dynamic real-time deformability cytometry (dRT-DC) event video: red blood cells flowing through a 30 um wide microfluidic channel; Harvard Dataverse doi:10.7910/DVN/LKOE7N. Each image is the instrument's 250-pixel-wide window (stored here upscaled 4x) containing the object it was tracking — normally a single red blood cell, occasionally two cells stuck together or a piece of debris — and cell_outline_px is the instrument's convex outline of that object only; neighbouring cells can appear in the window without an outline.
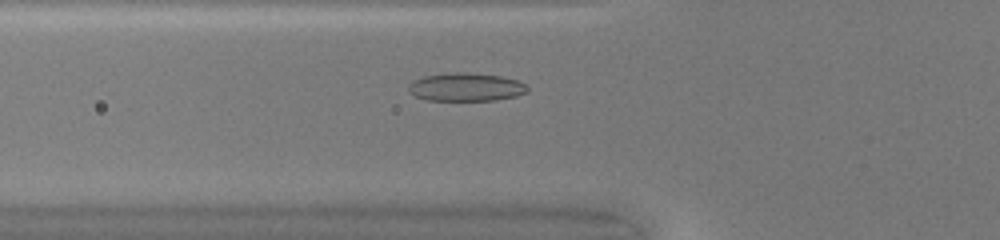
{"species": "common noctule bat (a hibernating species)", "species_latin": "Nyctalus noctula", "temperature_condition": "warm", "stored_images_in_passage": 44, "camera_frame_rate_fps": 3000, "um_per_image_px": 0.085, "animal": {"sex": "female", "body_mass_g": 20.0, "forearm_length_mm": 54.0}, "frame": {"image": 1, "passage_image": 13, "time_ms": 4.0, "image_size_px": [1000, 240], "cell_outline_px": [[528, 92], [516, 96], [492, 100], [428, 100], [416, 96], [408, 92], [408, 84], [412, 80], [424, 76], [456, 72], [468, 72], [500, 76], [516, 80], [524, 84], [528, 88]], "centroid_in_image_um": [39.57, 7.39], "position_along_channel_um": 86.2, "area_um2": 19.48}}
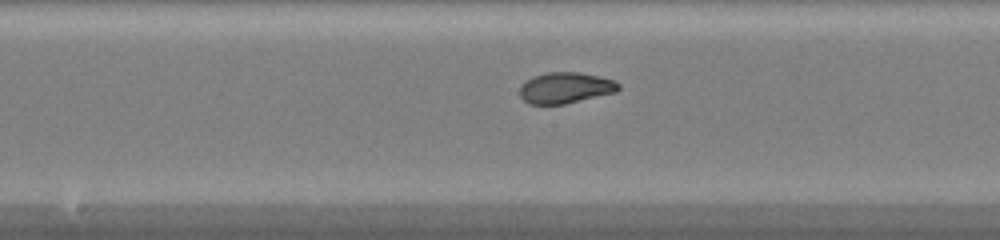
{"frame": {"image": 2, "passage_image": 21, "time_ms": 6.667, "image_size_px": [1000, 240], "cell_outline_px": [[620, 88], [616, 92], [564, 104], [528, 104], [520, 96], [520, 88], [532, 76], [548, 72], [580, 72], [600, 76], [612, 80], [620, 84]], "centroid_in_image_um": [48.07, 7.46], "position_along_channel_um": 200.1, "area_um2": 17.74}}
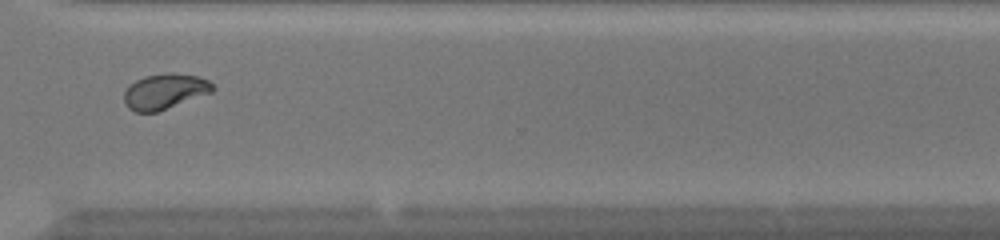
{"frame": {"image": 3, "passage_image": 32, "time_ms": 10.333, "image_size_px": [1000, 240], "cell_outline_px": [[216, 88], [212, 92], [156, 112], [136, 112], [128, 108], [124, 104], [124, 92], [136, 80], [144, 76], [168, 72], [172, 72], [196, 76], [208, 80]], "centroid_in_image_um": [14.0, 7.76], "position_along_channel_um": 356.6, "area_um2": 18.15}, "authors_computed_cell_mechanics": {"area_um2": 18.6694, "velocity_mm_per_s": 4.2684, "shape_relaxation_time_tau1_ms": 3.5506, "shape_relaxation_time_tau2_ms": 0.8245, "deformation_change_tau1": 0.1629, "deformation_change_tau2": 0.043}}